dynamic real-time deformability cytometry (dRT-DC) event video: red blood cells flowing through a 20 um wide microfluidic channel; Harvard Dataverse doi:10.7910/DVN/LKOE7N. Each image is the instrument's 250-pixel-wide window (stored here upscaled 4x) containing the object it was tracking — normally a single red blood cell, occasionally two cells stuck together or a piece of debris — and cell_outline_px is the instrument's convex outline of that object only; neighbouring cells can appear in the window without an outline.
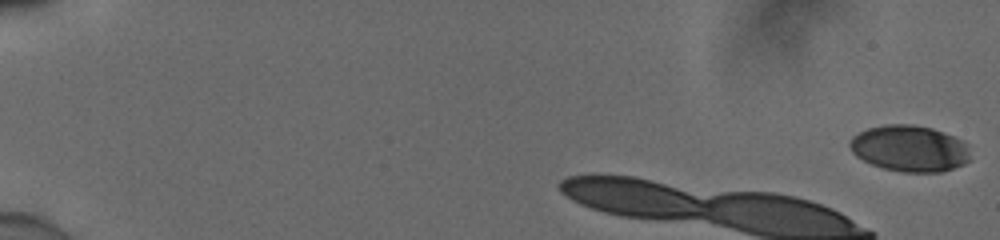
{"species": "human", "species_latin": "Homo sapiens", "temperature_condition": "cold", "stored_images_in_passage": 8, "camera_frame_rate_fps": 3000, "um_per_image_px": 0.085, "donor": {"sex": "male"}, "frame": {"image": 1, "passage_image": 1, "time_ms": 0.0, "image_size_px": [1000, 240], "cell_outline_px": [[968, 160], [964, 164], [940, 172], [900, 172], [884, 168], [872, 164], [856, 156], [852, 152], [848, 144], [852, 136], [868, 128], [884, 124], [912, 124], [932, 128], [944, 132], [968, 144]], "centroid_in_image_um": [77.28, 12.61], "position_along_channel_um": 7.7, "area_um2": 32.43}}